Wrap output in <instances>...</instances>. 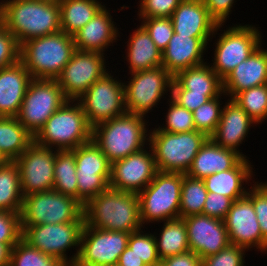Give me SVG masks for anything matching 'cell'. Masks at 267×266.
Listing matches in <instances>:
<instances>
[{
	"instance_id": "ba28073f",
	"label": "cell",
	"mask_w": 267,
	"mask_h": 266,
	"mask_svg": "<svg viewBox=\"0 0 267 266\" xmlns=\"http://www.w3.org/2000/svg\"><path fill=\"white\" fill-rule=\"evenodd\" d=\"M208 137L199 131L171 133L149 131L151 147L158 171L186 174Z\"/></svg>"
},
{
	"instance_id": "cb8c5ba5",
	"label": "cell",
	"mask_w": 267,
	"mask_h": 266,
	"mask_svg": "<svg viewBox=\"0 0 267 266\" xmlns=\"http://www.w3.org/2000/svg\"><path fill=\"white\" fill-rule=\"evenodd\" d=\"M260 45L223 79V92L234 98L239 92L267 84V49Z\"/></svg>"
},
{
	"instance_id": "8d00e7d4",
	"label": "cell",
	"mask_w": 267,
	"mask_h": 266,
	"mask_svg": "<svg viewBox=\"0 0 267 266\" xmlns=\"http://www.w3.org/2000/svg\"><path fill=\"white\" fill-rule=\"evenodd\" d=\"M233 100L242 107L258 126L267 120V84L239 92Z\"/></svg>"
},
{
	"instance_id": "6da1fadb",
	"label": "cell",
	"mask_w": 267,
	"mask_h": 266,
	"mask_svg": "<svg viewBox=\"0 0 267 266\" xmlns=\"http://www.w3.org/2000/svg\"><path fill=\"white\" fill-rule=\"evenodd\" d=\"M0 20L19 45L61 32L59 2L55 0H0Z\"/></svg>"
},
{
	"instance_id": "4fadbf2b",
	"label": "cell",
	"mask_w": 267,
	"mask_h": 266,
	"mask_svg": "<svg viewBox=\"0 0 267 266\" xmlns=\"http://www.w3.org/2000/svg\"><path fill=\"white\" fill-rule=\"evenodd\" d=\"M67 100L56 79L33 78L16 117L35 136Z\"/></svg>"
},
{
	"instance_id": "9a60e30c",
	"label": "cell",
	"mask_w": 267,
	"mask_h": 266,
	"mask_svg": "<svg viewBox=\"0 0 267 266\" xmlns=\"http://www.w3.org/2000/svg\"><path fill=\"white\" fill-rule=\"evenodd\" d=\"M105 58L99 52L74 51L70 61L56 78L68 100H78L94 82L110 71L106 68L109 63Z\"/></svg>"
},
{
	"instance_id": "6f0895ef",
	"label": "cell",
	"mask_w": 267,
	"mask_h": 266,
	"mask_svg": "<svg viewBox=\"0 0 267 266\" xmlns=\"http://www.w3.org/2000/svg\"><path fill=\"white\" fill-rule=\"evenodd\" d=\"M266 189H267V181H265V182H260Z\"/></svg>"
},
{
	"instance_id": "f5cc1de1",
	"label": "cell",
	"mask_w": 267,
	"mask_h": 266,
	"mask_svg": "<svg viewBox=\"0 0 267 266\" xmlns=\"http://www.w3.org/2000/svg\"><path fill=\"white\" fill-rule=\"evenodd\" d=\"M117 264L119 266H146L142 259L139 258L128 246L121 253Z\"/></svg>"
},
{
	"instance_id": "52a82bcc",
	"label": "cell",
	"mask_w": 267,
	"mask_h": 266,
	"mask_svg": "<svg viewBox=\"0 0 267 266\" xmlns=\"http://www.w3.org/2000/svg\"><path fill=\"white\" fill-rule=\"evenodd\" d=\"M225 24H217L221 34L213 43L214 56L209 64L223 80L237 65L245 61L260 45L264 44L262 32L252 24H233L223 29ZM215 44V45H214ZM215 50V51H214Z\"/></svg>"
},
{
	"instance_id": "e0dca14e",
	"label": "cell",
	"mask_w": 267,
	"mask_h": 266,
	"mask_svg": "<svg viewBox=\"0 0 267 266\" xmlns=\"http://www.w3.org/2000/svg\"><path fill=\"white\" fill-rule=\"evenodd\" d=\"M56 151L33 142L14 161L19 167L23 197L53 190Z\"/></svg>"
},
{
	"instance_id": "74e56055",
	"label": "cell",
	"mask_w": 267,
	"mask_h": 266,
	"mask_svg": "<svg viewBox=\"0 0 267 266\" xmlns=\"http://www.w3.org/2000/svg\"><path fill=\"white\" fill-rule=\"evenodd\" d=\"M60 259L46 255L21 239L12 249L9 266H65Z\"/></svg>"
},
{
	"instance_id": "d4e9b609",
	"label": "cell",
	"mask_w": 267,
	"mask_h": 266,
	"mask_svg": "<svg viewBox=\"0 0 267 266\" xmlns=\"http://www.w3.org/2000/svg\"><path fill=\"white\" fill-rule=\"evenodd\" d=\"M174 32L190 37H214L217 22L209 15L202 0H183L171 16Z\"/></svg>"
},
{
	"instance_id": "5bb4252c",
	"label": "cell",
	"mask_w": 267,
	"mask_h": 266,
	"mask_svg": "<svg viewBox=\"0 0 267 266\" xmlns=\"http://www.w3.org/2000/svg\"><path fill=\"white\" fill-rule=\"evenodd\" d=\"M78 201L83 205L109 188L111 163L93 140L75 149Z\"/></svg>"
},
{
	"instance_id": "11a10c76",
	"label": "cell",
	"mask_w": 267,
	"mask_h": 266,
	"mask_svg": "<svg viewBox=\"0 0 267 266\" xmlns=\"http://www.w3.org/2000/svg\"><path fill=\"white\" fill-rule=\"evenodd\" d=\"M10 161L6 158V156L0 151V167L7 165Z\"/></svg>"
},
{
	"instance_id": "816d5d0a",
	"label": "cell",
	"mask_w": 267,
	"mask_h": 266,
	"mask_svg": "<svg viewBox=\"0 0 267 266\" xmlns=\"http://www.w3.org/2000/svg\"><path fill=\"white\" fill-rule=\"evenodd\" d=\"M164 266H201V258L193 251L188 250L161 261Z\"/></svg>"
},
{
	"instance_id": "5b68a950",
	"label": "cell",
	"mask_w": 267,
	"mask_h": 266,
	"mask_svg": "<svg viewBox=\"0 0 267 266\" xmlns=\"http://www.w3.org/2000/svg\"><path fill=\"white\" fill-rule=\"evenodd\" d=\"M92 140V127L81 104L67 100L34 136V143L56 150H73Z\"/></svg>"
},
{
	"instance_id": "1f68e13d",
	"label": "cell",
	"mask_w": 267,
	"mask_h": 266,
	"mask_svg": "<svg viewBox=\"0 0 267 266\" xmlns=\"http://www.w3.org/2000/svg\"><path fill=\"white\" fill-rule=\"evenodd\" d=\"M34 136L17 117H0V151L15 161L32 143Z\"/></svg>"
},
{
	"instance_id": "b9f144b4",
	"label": "cell",
	"mask_w": 267,
	"mask_h": 266,
	"mask_svg": "<svg viewBox=\"0 0 267 266\" xmlns=\"http://www.w3.org/2000/svg\"><path fill=\"white\" fill-rule=\"evenodd\" d=\"M139 22L149 33L156 47L163 51L174 34L172 19L167 17L139 18Z\"/></svg>"
},
{
	"instance_id": "f546056e",
	"label": "cell",
	"mask_w": 267,
	"mask_h": 266,
	"mask_svg": "<svg viewBox=\"0 0 267 266\" xmlns=\"http://www.w3.org/2000/svg\"><path fill=\"white\" fill-rule=\"evenodd\" d=\"M171 90H190L204 94L209 99L223 93V80L211 68L209 62L179 72L172 81Z\"/></svg>"
},
{
	"instance_id": "836d02e7",
	"label": "cell",
	"mask_w": 267,
	"mask_h": 266,
	"mask_svg": "<svg viewBox=\"0 0 267 266\" xmlns=\"http://www.w3.org/2000/svg\"><path fill=\"white\" fill-rule=\"evenodd\" d=\"M23 193L20 171L14 161L0 167V210L20 213Z\"/></svg>"
},
{
	"instance_id": "681fc988",
	"label": "cell",
	"mask_w": 267,
	"mask_h": 266,
	"mask_svg": "<svg viewBox=\"0 0 267 266\" xmlns=\"http://www.w3.org/2000/svg\"><path fill=\"white\" fill-rule=\"evenodd\" d=\"M209 15L218 23L226 24L237 0H202Z\"/></svg>"
},
{
	"instance_id": "8992f818",
	"label": "cell",
	"mask_w": 267,
	"mask_h": 266,
	"mask_svg": "<svg viewBox=\"0 0 267 266\" xmlns=\"http://www.w3.org/2000/svg\"><path fill=\"white\" fill-rule=\"evenodd\" d=\"M183 173L157 171L151 183L138 193L140 220L145 225L180 218Z\"/></svg>"
},
{
	"instance_id": "f1b7e54d",
	"label": "cell",
	"mask_w": 267,
	"mask_h": 266,
	"mask_svg": "<svg viewBox=\"0 0 267 266\" xmlns=\"http://www.w3.org/2000/svg\"><path fill=\"white\" fill-rule=\"evenodd\" d=\"M128 36L127 48L123 59L127 61L129 73L162 66V51L150 38L149 33L140 24Z\"/></svg>"
},
{
	"instance_id": "f907efd6",
	"label": "cell",
	"mask_w": 267,
	"mask_h": 266,
	"mask_svg": "<svg viewBox=\"0 0 267 266\" xmlns=\"http://www.w3.org/2000/svg\"><path fill=\"white\" fill-rule=\"evenodd\" d=\"M170 95L176 103L191 112L210 100L206 95L191 93L190 90H171Z\"/></svg>"
},
{
	"instance_id": "8fae6325",
	"label": "cell",
	"mask_w": 267,
	"mask_h": 266,
	"mask_svg": "<svg viewBox=\"0 0 267 266\" xmlns=\"http://www.w3.org/2000/svg\"><path fill=\"white\" fill-rule=\"evenodd\" d=\"M84 224V222H68L21 226L22 239L42 253L58 258L65 264H70L77 260L79 255ZM72 249H75L76 253L68 256L67 252Z\"/></svg>"
},
{
	"instance_id": "db71d44e",
	"label": "cell",
	"mask_w": 267,
	"mask_h": 266,
	"mask_svg": "<svg viewBox=\"0 0 267 266\" xmlns=\"http://www.w3.org/2000/svg\"><path fill=\"white\" fill-rule=\"evenodd\" d=\"M11 248L7 244L0 243V266H9Z\"/></svg>"
},
{
	"instance_id": "bcb514c9",
	"label": "cell",
	"mask_w": 267,
	"mask_h": 266,
	"mask_svg": "<svg viewBox=\"0 0 267 266\" xmlns=\"http://www.w3.org/2000/svg\"><path fill=\"white\" fill-rule=\"evenodd\" d=\"M20 60V45L0 20V69L11 66Z\"/></svg>"
},
{
	"instance_id": "2e32d148",
	"label": "cell",
	"mask_w": 267,
	"mask_h": 266,
	"mask_svg": "<svg viewBox=\"0 0 267 266\" xmlns=\"http://www.w3.org/2000/svg\"><path fill=\"white\" fill-rule=\"evenodd\" d=\"M130 233L84 225L77 262L85 266H112L128 246Z\"/></svg>"
},
{
	"instance_id": "d6a6232c",
	"label": "cell",
	"mask_w": 267,
	"mask_h": 266,
	"mask_svg": "<svg viewBox=\"0 0 267 266\" xmlns=\"http://www.w3.org/2000/svg\"><path fill=\"white\" fill-rule=\"evenodd\" d=\"M162 223L160 233H153L161 261L167 257L190 250L187 228L183 218L167 220Z\"/></svg>"
},
{
	"instance_id": "44dd1931",
	"label": "cell",
	"mask_w": 267,
	"mask_h": 266,
	"mask_svg": "<svg viewBox=\"0 0 267 266\" xmlns=\"http://www.w3.org/2000/svg\"><path fill=\"white\" fill-rule=\"evenodd\" d=\"M212 39L213 37H190L174 32L168 46L162 51V66L175 77L183 70L207 62L203 55L208 52Z\"/></svg>"
},
{
	"instance_id": "d6986e66",
	"label": "cell",
	"mask_w": 267,
	"mask_h": 266,
	"mask_svg": "<svg viewBox=\"0 0 267 266\" xmlns=\"http://www.w3.org/2000/svg\"><path fill=\"white\" fill-rule=\"evenodd\" d=\"M256 217L252 201L245 195L232 203L223 221L230 244L267 254V241L262 237Z\"/></svg>"
},
{
	"instance_id": "ac0fdd59",
	"label": "cell",
	"mask_w": 267,
	"mask_h": 266,
	"mask_svg": "<svg viewBox=\"0 0 267 266\" xmlns=\"http://www.w3.org/2000/svg\"><path fill=\"white\" fill-rule=\"evenodd\" d=\"M157 171L153 151L148 145L111 164L109 187L138 194L151 183Z\"/></svg>"
},
{
	"instance_id": "603a6c76",
	"label": "cell",
	"mask_w": 267,
	"mask_h": 266,
	"mask_svg": "<svg viewBox=\"0 0 267 266\" xmlns=\"http://www.w3.org/2000/svg\"><path fill=\"white\" fill-rule=\"evenodd\" d=\"M110 11L105 4L85 26L73 35L77 50L99 52L107 56L105 51H108L111 44L114 46L113 43H116L119 40L118 37L121 36Z\"/></svg>"
},
{
	"instance_id": "d590c367",
	"label": "cell",
	"mask_w": 267,
	"mask_h": 266,
	"mask_svg": "<svg viewBox=\"0 0 267 266\" xmlns=\"http://www.w3.org/2000/svg\"><path fill=\"white\" fill-rule=\"evenodd\" d=\"M208 192L202 179L190 177L183 173L180 218L203 214V207Z\"/></svg>"
},
{
	"instance_id": "3957f363",
	"label": "cell",
	"mask_w": 267,
	"mask_h": 266,
	"mask_svg": "<svg viewBox=\"0 0 267 266\" xmlns=\"http://www.w3.org/2000/svg\"><path fill=\"white\" fill-rule=\"evenodd\" d=\"M145 118L125 113L97 124L92 128V140L112 164L148 146L150 123Z\"/></svg>"
},
{
	"instance_id": "ab89813d",
	"label": "cell",
	"mask_w": 267,
	"mask_h": 266,
	"mask_svg": "<svg viewBox=\"0 0 267 266\" xmlns=\"http://www.w3.org/2000/svg\"><path fill=\"white\" fill-rule=\"evenodd\" d=\"M167 102L168 109L166 115H164L165 124L155 125V128H150V131H165L171 133H183L195 131V125L193 120V114L186 108L176 103L171 95H168ZM158 126V127H157Z\"/></svg>"
},
{
	"instance_id": "f6af8a7d",
	"label": "cell",
	"mask_w": 267,
	"mask_h": 266,
	"mask_svg": "<svg viewBox=\"0 0 267 266\" xmlns=\"http://www.w3.org/2000/svg\"><path fill=\"white\" fill-rule=\"evenodd\" d=\"M183 0H140L138 18H171L175 9Z\"/></svg>"
},
{
	"instance_id": "9f6ffc18",
	"label": "cell",
	"mask_w": 267,
	"mask_h": 266,
	"mask_svg": "<svg viewBox=\"0 0 267 266\" xmlns=\"http://www.w3.org/2000/svg\"><path fill=\"white\" fill-rule=\"evenodd\" d=\"M65 266H85L77 262L76 260L71 262L70 264H66Z\"/></svg>"
},
{
	"instance_id": "7c38bea8",
	"label": "cell",
	"mask_w": 267,
	"mask_h": 266,
	"mask_svg": "<svg viewBox=\"0 0 267 266\" xmlns=\"http://www.w3.org/2000/svg\"><path fill=\"white\" fill-rule=\"evenodd\" d=\"M77 101L92 128L127 113L124 81L114 77L112 70L94 82Z\"/></svg>"
},
{
	"instance_id": "7bdbcfd3",
	"label": "cell",
	"mask_w": 267,
	"mask_h": 266,
	"mask_svg": "<svg viewBox=\"0 0 267 266\" xmlns=\"http://www.w3.org/2000/svg\"><path fill=\"white\" fill-rule=\"evenodd\" d=\"M248 250L229 244L217 254L201 259V266H246L245 255Z\"/></svg>"
},
{
	"instance_id": "e575fe53",
	"label": "cell",
	"mask_w": 267,
	"mask_h": 266,
	"mask_svg": "<svg viewBox=\"0 0 267 266\" xmlns=\"http://www.w3.org/2000/svg\"><path fill=\"white\" fill-rule=\"evenodd\" d=\"M75 149L57 150L54 164L53 190L78 200Z\"/></svg>"
},
{
	"instance_id": "7a4b0ae2",
	"label": "cell",
	"mask_w": 267,
	"mask_h": 266,
	"mask_svg": "<svg viewBox=\"0 0 267 266\" xmlns=\"http://www.w3.org/2000/svg\"><path fill=\"white\" fill-rule=\"evenodd\" d=\"M84 225L132 233L143 227L137 193L108 188L83 205Z\"/></svg>"
},
{
	"instance_id": "83f0119b",
	"label": "cell",
	"mask_w": 267,
	"mask_h": 266,
	"mask_svg": "<svg viewBox=\"0 0 267 266\" xmlns=\"http://www.w3.org/2000/svg\"><path fill=\"white\" fill-rule=\"evenodd\" d=\"M243 158L237 151L219 146L208 138L195 156L186 175L203 180L216 172L234 168Z\"/></svg>"
},
{
	"instance_id": "7402d4cb",
	"label": "cell",
	"mask_w": 267,
	"mask_h": 266,
	"mask_svg": "<svg viewBox=\"0 0 267 266\" xmlns=\"http://www.w3.org/2000/svg\"><path fill=\"white\" fill-rule=\"evenodd\" d=\"M224 101L219 124L210 138L219 146L235 150L243 157H247L239 148L245 143L246 137L248 138L251 127L258 124L235 100L228 98Z\"/></svg>"
},
{
	"instance_id": "ffe728a7",
	"label": "cell",
	"mask_w": 267,
	"mask_h": 266,
	"mask_svg": "<svg viewBox=\"0 0 267 266\" xmlns=\"http://www.w3.org/2000/svg\"><path fill=\"white\" fill-rule=\"evenodd\" d=\"M183 219L187 228L189 249L201 259L217 254L230 244L223 220L204 214Z\"/></svg>"
},
{
	"instance_id": "277c9868",
	"label": "cell",
	"mask_w": 267,
	"mask_h": 266,
	"mask_svg": "<svg viewBox=\"0 0 267 266\" xmlns=\"http://www.w3.org/2000/svg\"><path fill=\"white\" fill-rule=\"evenodd\" d=\"M76 50L65 32L29 39L20 45V61L34 79H56Z\"/></svg>"
},
{
	"instance_id": "30bf717a",
	"label": "cell",
	"mask_w": 267,
	"mask_h": 266,
	"mask_svg": "<svg viewBox=\"0 0 267 266\" xmlns=\"http://www.w3.org/2000/svg\"><path fill=\"white\" fill-rule=\"evenodd\" d=\"M124 80L127 113L147 116L171 94L173 76L163 67L136 71ZM164 96V97H163ZM154 108V109H153Z\"/></svg>"
},
{
	"instance_id": "ee69618b",
	"label": "cell",
	"mask_w": 267,
	"mask_h": 266,
	"mask_svg": "<svg viewBox=\"0 0 267 266\" xmlns=\"http://www.w3.org/2000/svg\"><path fill=\"white\" fill-rule=\"evenodd\" d=\"M21 239L20 213L0 210V243L12 249Z\"/></svg>"
},
{
	"instance_id": "c3c4849f",
	"label": "cell",
	"mask_w": 267,
	"mask_h": 266,
	"mask_svg": "<svg viewBox=\"0 0 267 266\" xmlns=\"http://www.w3.org/2000/svg\"><path fill=\"white\" fill-rule=\"evenodd\" d=\"M234 201L221 194L208 192L203 207V214L209 217L224 220Z\"/></svg>"
},
{
	"instance_id": "4316f807",
	"label": "cell",
	"mask_w": 267,
	"mask_h": 266,
	"mask_svg": "<svg viewBox=\"0 0 267 266\" xmlns=\"http://www.w3.org/2000/svg\"><path fill=\"white\" fill-rule=\"evenodd\" d=\"M249 159L244 157L234 168L216 172L203 179L207 192L221 194L233 201L244 197L250 189L248 186L256 183L254 165Z\"/></svg>"
},
{
	"instance_id": "f35d334b",
	"label": "cell",
	"mask_w": 267,
	"mask_h": 266,
	"mask_svg": "<svg viewBox=\"0 0 267 266\" xmlns=\"http://www.w3.org/2000/svg\"><path fill=\"white\" fill-rule=\"evenodd\" d=\"M224 96L227 97L223 92L220 96L210 99L192 112L196 131L204 133L208 138L214 134L219 124L222 105L224 104L221 99H225Z\"/></svg>"
},
{
	"instance_id": "7dc6e473",
	"label": "cell",
	"mask_w": 267,
	"mask_h": 266,
	"mask_svg": "<svg viewBox=\"0 0 267 266\" xmlns=\"http://www.w3.org/2000/svg\"><path fill=\"white\" fill-rule=\"evenodd\" d=\"M252 201L262 237L267 241V189L256 181L246 194Z\"/></svg>"
},
{
	"instance_id": "9c48e42d",
	"label": "cell",
	"mask_w": 267,
	"mask_h": 266,
	"mask_svg": "<svg viewBox=\"0 0 267 266\" xmlns=\"http://www.w3.org/2000/svg\"><path fill=\"white\" fill-rule=\"evenodd\" d=\"M21 226L84 222L83 204L55 190L23 197Z\"/></svg>"
},
{
	"instance_id": "484cf974",
	"label": "cell",
	"mask_w": 267,
	"mask_h": 266,
	"mask_svg": "<svg viewBox=\"0 0 267 266\" xmlns=\"http://www.w3.org/2000/svg\"><path fill=\"white\" fill-rule=\"evenodd\" d=\"M32 79L20 60L0 69V117H16L19 114Z\"/></svg>"
},
{
	"instance_id": "4dcf8cb0",
	"label": "cell",
	"mask_w": 267,
	"mask_h": 266,
	"mask_svg": "<svg viewBox=\"0 0 267 266\" xmlns=\"http://www.w3.org/2000/svg\"><path fill=\"white\" fill-rule=\"evenodd\" d=\"M61 31L74 35L104 6L101 0H59Z\"/></svg>"
},
{
	"instance_id": "60d3db41",
	"label": "cell",
	"mask_w": 267,
	"mask_h": 266,
	"mask_svg": "<svg viewBox=\"0 0 267 266\" xmlns=\"http://www.w3.org/2000/svg\"><path fill=\"white\" fill-rule=\"evenodd\" d=\"M128 247L142 259L146 266H156L161 263L155 236L150 231L140 229L130 233Z\"/></svg>"
}]
</instances>
